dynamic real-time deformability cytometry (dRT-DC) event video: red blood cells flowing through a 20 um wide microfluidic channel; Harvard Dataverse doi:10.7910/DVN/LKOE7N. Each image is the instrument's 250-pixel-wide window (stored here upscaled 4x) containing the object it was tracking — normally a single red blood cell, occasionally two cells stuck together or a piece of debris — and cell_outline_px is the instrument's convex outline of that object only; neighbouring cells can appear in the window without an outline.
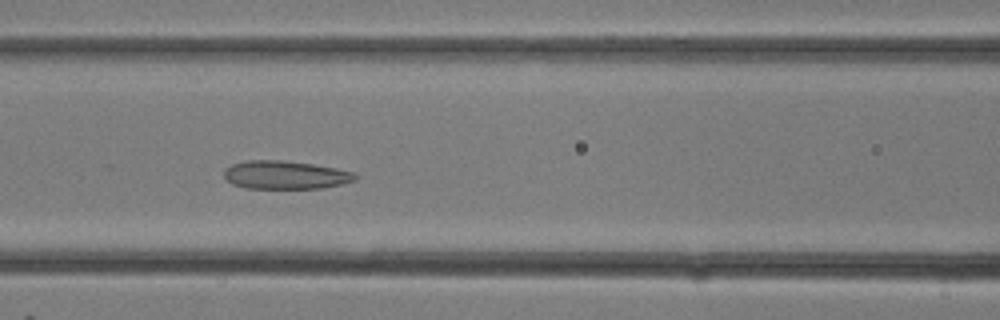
{"species": "common noctule bat (a hibernating species)", "species_latin": "Nyctalus noctula", "temperature_condition": "room temperature", "stored_images_in_passage": 28, "camera_frame_rate_fps": 3000, "um_per_image_px": 0.085, "animal": {"sex": "female"}, "frame": {"image": 1, "passage_image": 12, "time_ms": 3.667, "image_size_px": [1000, 320], "cell_outline_px": [[360, 176], [356, 180], [344, 184], [324, 188], [244, 188], [232, 184], [224, 176], [224, 168], [232, 164], [248, 160], [280, 160], [312, 164], [336, 168], [356, 172]], "centroid_in_image_um": [24.3, 14.87], "position_along_channel_um": 142.3, "area_um2": 21.85}}
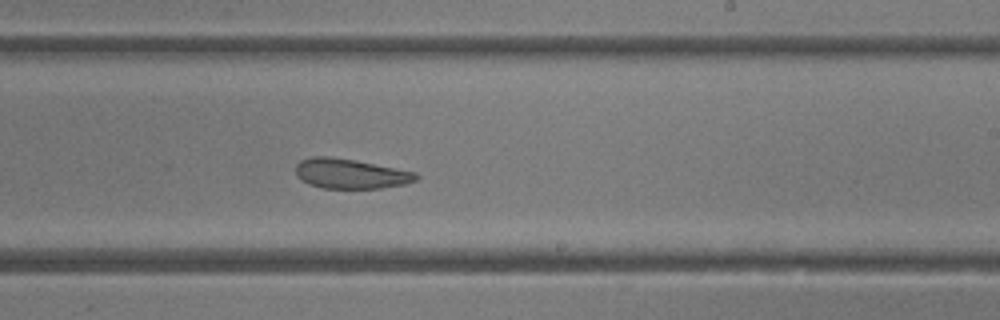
{"frame": {"image": 2, "passage_image": 17, "time_ms": 5.333, "image_size_px": [1000, 320], "cell_outline_px": [[420, 176], [416, 180], [404, 184], [380, 188], [324, 188], [308, 184], [296, 176], [296, 164], [300, 160], [312, 156], [328, 156], [356, 160], [416, 172]], "centroid_in_image_um": [29.77, 14.75], "position_along_channel_um": 259.2, "area_um2": 20.98}}
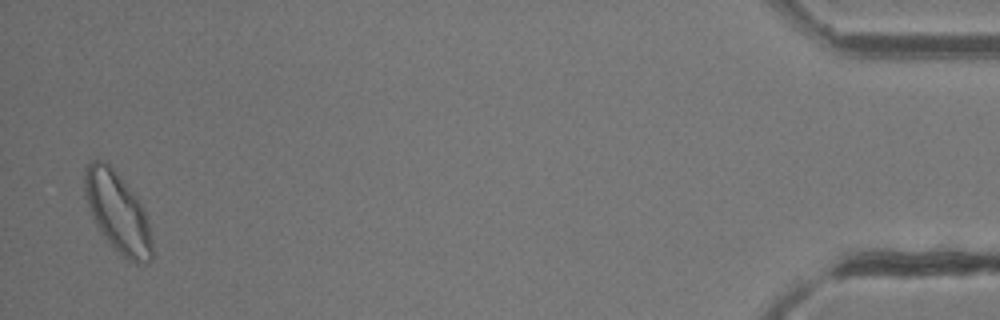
{"frame": {"image": 3, "passage_image": 28, "time_ms": 9.0, "image_size_px": [1000, 320], "cell_outline_px": [[152, 260], [148, 264], [136, 264], [128, 260], [116, 252], [96, 224], [88, 204], [84, 192], [84, 172], [88, 164], [92, 160], [104, 160], [116, 172], [136, 196], [144, 208], [148, 220], [152, 244]], "centroid_in_image_um": [10.02, 18.08], "position_along_channel_um": 425.2, "area_um2": 31.33}}